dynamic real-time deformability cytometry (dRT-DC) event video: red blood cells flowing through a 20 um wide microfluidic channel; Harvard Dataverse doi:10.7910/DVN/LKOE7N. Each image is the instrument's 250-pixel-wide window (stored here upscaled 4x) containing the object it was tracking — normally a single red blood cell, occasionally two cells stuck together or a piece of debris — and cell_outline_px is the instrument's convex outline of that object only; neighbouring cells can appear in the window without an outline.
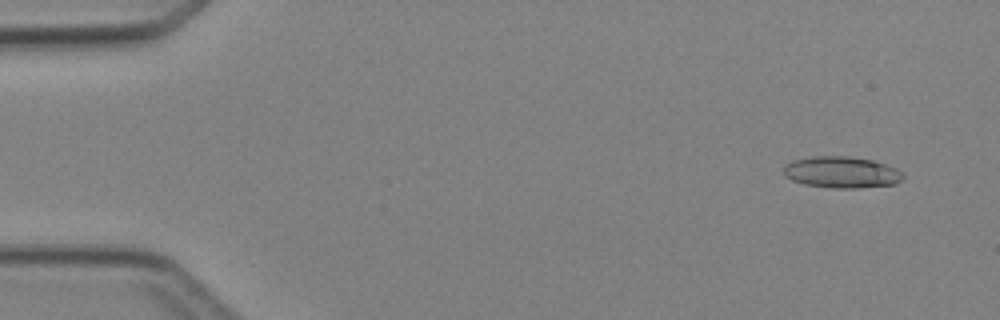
{"species": "Egyptian fruit bat (a non-hibernating species)", "species_latin": "Rousettus aegyptiacus", "temperature_condition": "cold", "stored_images_in_passage": 4, "camera_frame_rate_fps": 3000, "um_per_image_px": 0.085, "animal": {"sex": "female"}, "frame": {"image": 1, "passage_image": 1, "time_ms": 0.0, "image_size_px": [1000, 320], "cell_outline_px": [[904, 176], [896, 184], [856, 188], [832, 188], [804, 184], [792, 180], [784, 176], [784, 168], [792, 160], [812, 156], [848, 156], [872, 160], [896, 168], [904, 172]], "centroid_in_image_um": [71.54, 14.64], "position_along_channel_um": 13.5, "area_um2": 21.91}}
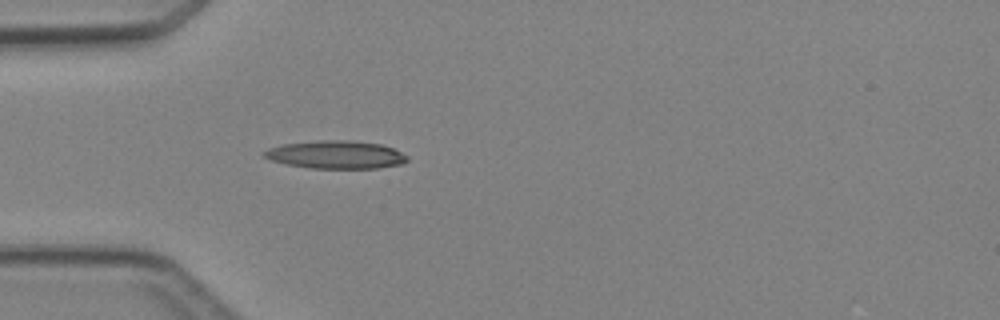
{"frame": {"image": 2, "passage_image": 4, "time_ms": 3.667, "image_size_px": [1000, 320], "cell_outline_px": [[408, 160], [404, 164], [376, 168], [308, 168], [284, 164], [272, 160], [264, 156], [264, 152], [268, 148], [284, 144], [324, 140], [344, 140], [380, 144], [392, 148], [408, 156]], "centroid_in_image_um": [28.56, 13.16], "position_along_channel_um": 56.4, "area_um2": 23.12}}